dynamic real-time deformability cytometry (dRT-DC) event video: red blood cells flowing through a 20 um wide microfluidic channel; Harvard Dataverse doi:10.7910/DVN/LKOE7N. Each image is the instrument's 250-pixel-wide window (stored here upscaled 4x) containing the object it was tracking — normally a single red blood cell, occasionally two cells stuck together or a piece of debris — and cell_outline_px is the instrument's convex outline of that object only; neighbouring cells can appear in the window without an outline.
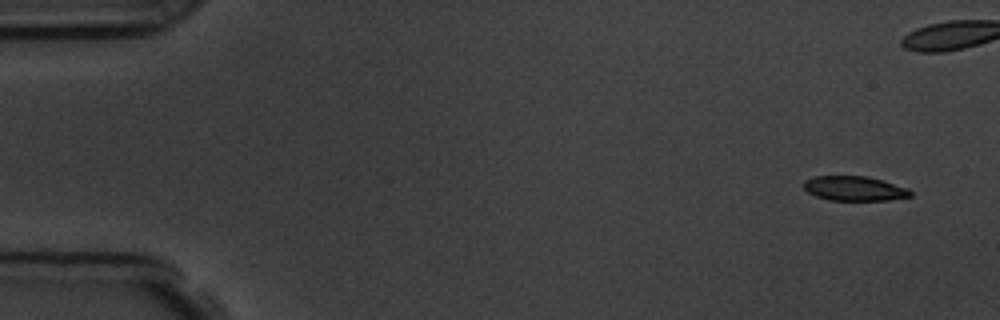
{"species": "common noctule bat (a hibernating species)", "species_latin": "Nyctalus noctula", "temperature_condition": "room temperature", "stored_images_in_passage": 6, "camera_frame_rate_fps": 3000, "um_per_image_px": 0.085, "animal": {"sex": "male", "body_mass_g": 19.5, "forearm_length_mm": 54.6}, "frame": {"image": 1, "passage_image": 1, "time_ms": 0.0, "image_size_px": [1000, 320], "cell_outline_px": [[912, 196], [888, 200], [828, 200], [816, 196], [808, 192], [804, 188], [804, 180], [816, 176], [868, 176], [908, 188], [912, 192]], "centroid_in_image_um": [72.63, 16.02], "position_along_channel_um": 12.4, "area_um2": 15.26}}
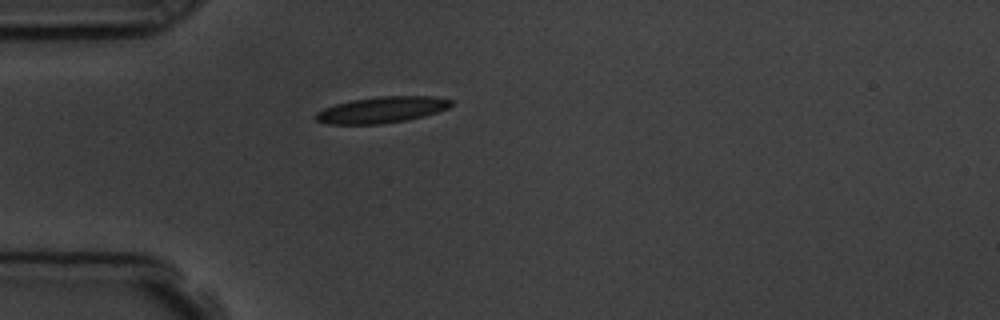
{"frame": {"image": 2, "passage_image": 6, "time_ms": 5.667, "image_size_px": [1000, 320], "cell_outline_px": [[452, 104], [448, 108], [424, 116], [408, 120], [380, 124], [328, 124], [316, 120], [312, 116], [316, 112], [324, 108], [336, 104], [352, 100], [380, 96], [432, 96], [452, 100]], "centroid_in_image_um": [32.43, 9.34], "position_along_channel_um": 52.6, "area_um2": 20.69}}